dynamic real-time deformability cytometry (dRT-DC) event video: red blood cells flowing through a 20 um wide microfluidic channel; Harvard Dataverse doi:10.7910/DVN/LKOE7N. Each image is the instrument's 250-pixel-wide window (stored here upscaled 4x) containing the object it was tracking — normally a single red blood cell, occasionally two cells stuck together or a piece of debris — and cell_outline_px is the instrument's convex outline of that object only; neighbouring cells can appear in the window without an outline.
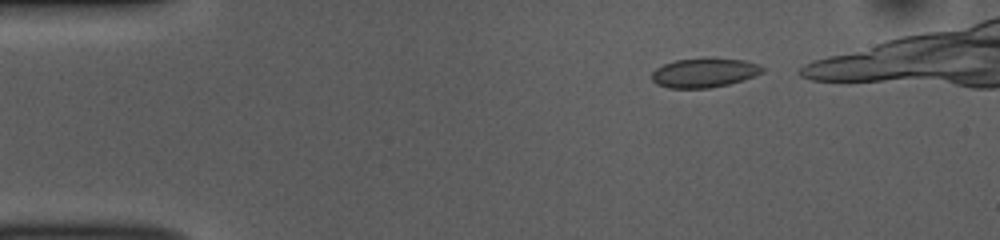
{"species": "common noctule bat (a hibernating species)", "species_latin": "Nyctalus noctula", "temperature_condition": "room temperature", "stored_images_in_passage": 37, "camera_frame_rate_fps": 3000, "um_per_image_px": 0.085, "animal": {"sex": "female", "body_mass_g": 10.0, "forearm_length_mm": 53.1}, "frame": {"image": 1, "passage_image": 2, "time_ms": 0.333, "image_size_px": [1000, 240], "cell_outline_px": [[764, 72], [756, 76], [744, 80], [728, 84], [708, 88], [668, 88], [656, 84], [652, 80], [652, 72], [656, 68], [664, 64], [676, 60], [744, 60], [760, 64], [764, 68]], "centroid_in_image_um": [59.88, 6.22], "position_along_channel_um": 25.1, "area_um2": 18.44}}
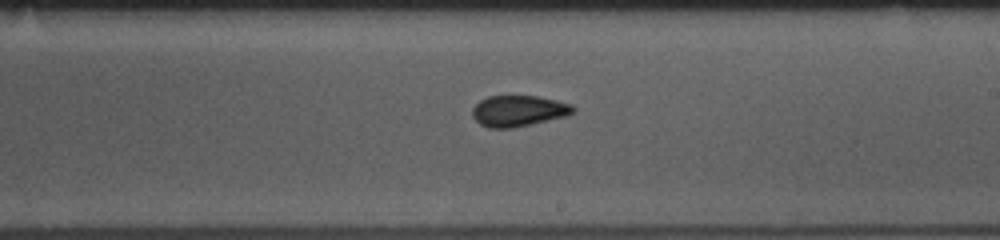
{"frame": {"image": 2, "passage_image": 24, "time_ms": 7.667, "image_size_px": [1000, 240], "cell_outline_px": [[576, 112], [568, 116], [512, 128], [488, 128], [480, 124], [472, 116], [472, 108], [480, 100], [488, 96], [536, 96], [556, 100], [572, 104], [576, 108]], "centroid_in_image_um": [44.1, 9.43], "position_along_channel_um": 244.9, "area_um2": 18.38}}
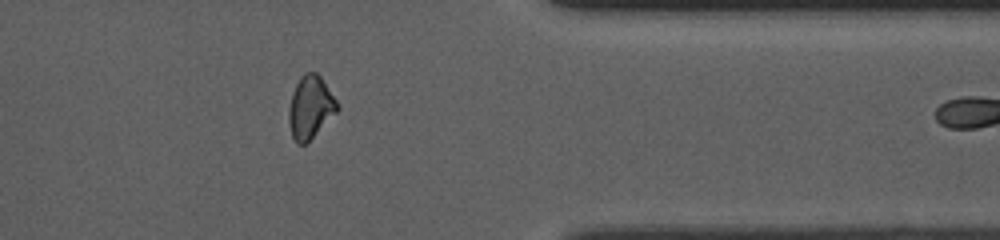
{"frame": {"image": 3, "passage_image": 36, "time_ms": 11.667, "image_size_px": [1000, 240], "cell_outline_px": [[340, 108], [308, 144], [296, 144], [292, 136], [288, 124], [288, 108], [292, 92], [300, 76], [304, 72], [316, 72], [320, 76], [336, 100]], "centroid_in_image_um": [26.36, 9.15], "position_along_channel_um": 385.0, "area_um2": 17.98}}